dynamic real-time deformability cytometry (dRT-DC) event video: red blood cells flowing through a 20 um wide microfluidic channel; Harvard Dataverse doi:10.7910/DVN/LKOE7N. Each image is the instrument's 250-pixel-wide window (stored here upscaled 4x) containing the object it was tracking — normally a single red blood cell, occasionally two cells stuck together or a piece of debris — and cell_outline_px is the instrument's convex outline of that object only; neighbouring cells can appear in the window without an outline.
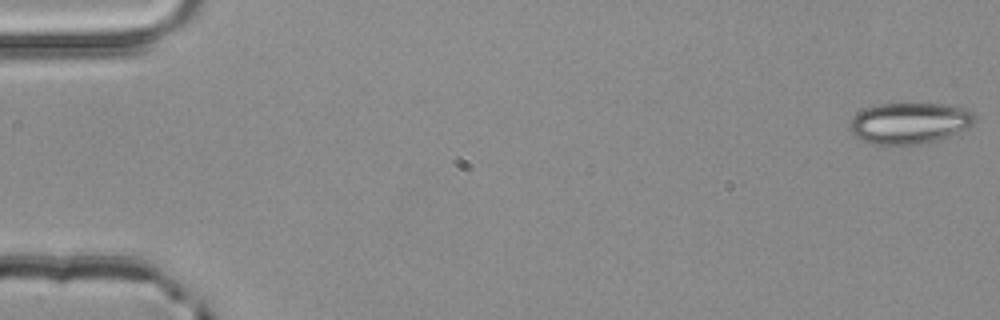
{"species": "common noctule bat (a hibernating species)", "species_latin": "Nyctalus noctula", "temperature_condition": "room temperature", "stored_images_in_passage": 5, "camera_frame_rate_fps": 3000, "um_per_image_px": 0.085, "animal": {"sex": "male", "body_mass_g": 20.4}, "frame": {"image": 1, "passage_image": 1, "time_ms": 0.0, "image_size_px": [1000, 320], "cell_outline_px": [[972, 124], [968, 128], [948, 136], [936, 140], [920, 144], [888, 148], [872, 144], [860, 140], [848, 128], [848, 124], [852, 116], [868, 108], [880, 104], [944, 104], [964, 108], [972, 112]], "centroid_in_image_um": [77.23, 10.51], "position_along_channel_um": 7.8, "area_um2": 30.29}}
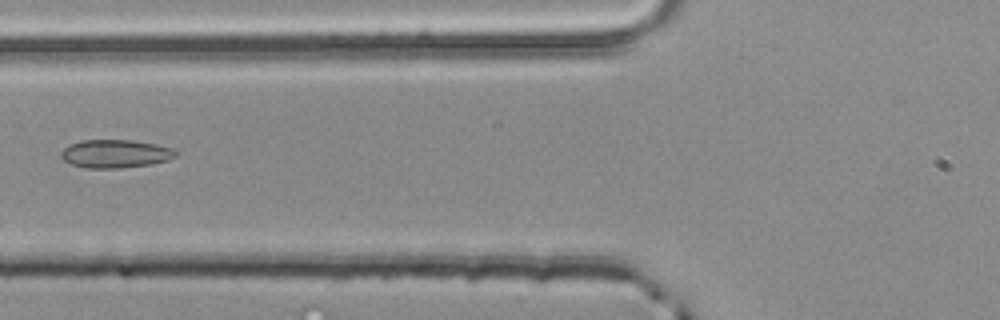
{"frame": {"image": 2, "passage_image": 5, "time_ms": 1.333, "image_size_px": [1000, 320], "cell_outline_px": [[180, 152], [176, 156], [168, 160], [152, 164], [120, 168], [88, 168], [72, 164], [64, 160], [60, 156], [60, 152], [64, 148], [80, 140], [132, 140], [156, 144], [176, 148]], "centroid_in_image_um": [9.87, 13.06], "position_along_channel_um": 115.9, "area_um2": 19.02}}